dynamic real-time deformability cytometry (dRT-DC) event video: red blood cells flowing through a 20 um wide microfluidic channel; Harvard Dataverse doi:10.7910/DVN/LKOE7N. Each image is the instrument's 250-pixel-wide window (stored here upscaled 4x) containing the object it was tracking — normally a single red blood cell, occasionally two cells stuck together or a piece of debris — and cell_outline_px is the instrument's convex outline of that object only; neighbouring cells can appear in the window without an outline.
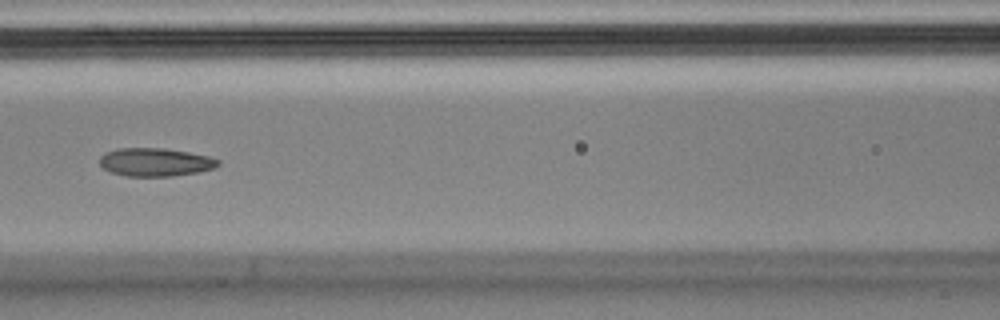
{"species": "Egyptian fruit bat (a non-hibernating species)", "species_latin": "Rousettus aegyptiacus", "temperature_condition": "cold", "stored_images_in_passage": 7, "camera_frame_rate_fps": 3000, "um_per_image_px": 0.085, "animal": {"sex": "male"}, "frame": {"image": 1, "passage_image": 7, "time_ms": 2.0, "image_size_px": [1000, 320], "cell_outline_px": [[220, 164], [216, 168], [196, 172], [172, 176], [128, 176], [112, 172], [104, 168], [100, 164], [100, 156], [104, 152], [116, 148], [164, 148], [188, 152], [208, 156], [220, 160]], "centroid_in_image_um": [13.2, 13.77], "position_along_channel_um": 153.4, "area_um2": 19.48}}